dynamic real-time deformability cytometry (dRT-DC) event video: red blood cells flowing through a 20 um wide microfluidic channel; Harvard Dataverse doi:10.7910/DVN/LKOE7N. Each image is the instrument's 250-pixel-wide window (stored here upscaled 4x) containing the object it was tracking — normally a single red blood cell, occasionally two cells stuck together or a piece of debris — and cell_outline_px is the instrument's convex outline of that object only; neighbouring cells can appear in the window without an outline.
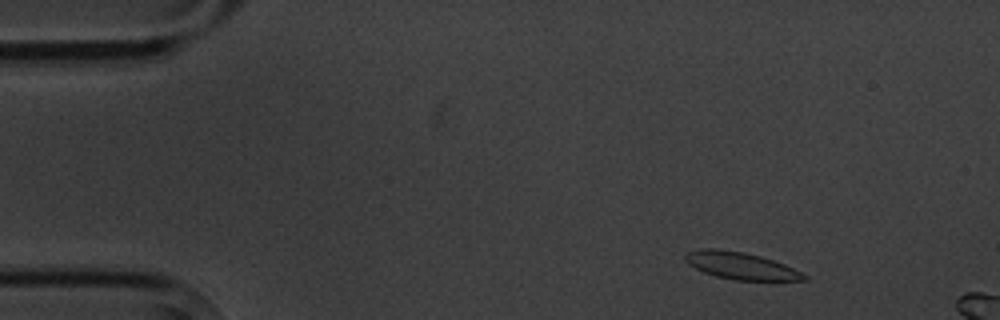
{"species": "common noctule bat (a hibernating species)", "species_latin": "Nyctalus noctula", "temperature_condition": "cold", "stored_images_in_passage": 5, "camera_frame_rate_fps": 3000, "um_per_image_px": 0.085, "animal": {"sex": "male", "body_mass_g": 20.1, "forearm_length_mm": 53.5}, "frame": {"image": 1, "passage_image": 2, "time_ms": 1.0, "image_size_px": [1000, 320], "cell_outline_px": [[808, 280], [736, 280], [716, 276], [704, 272], [688, 264], [684, 260], [684, 256], [688, 252], [700, 248], [716, 248], [744, 252], [760, 256], [784, 264], [808, 276]], "centroid_in_image_um": [62.93, 22.58], "position_along_channel_um": 22.1, "area_um2": 18.61}}